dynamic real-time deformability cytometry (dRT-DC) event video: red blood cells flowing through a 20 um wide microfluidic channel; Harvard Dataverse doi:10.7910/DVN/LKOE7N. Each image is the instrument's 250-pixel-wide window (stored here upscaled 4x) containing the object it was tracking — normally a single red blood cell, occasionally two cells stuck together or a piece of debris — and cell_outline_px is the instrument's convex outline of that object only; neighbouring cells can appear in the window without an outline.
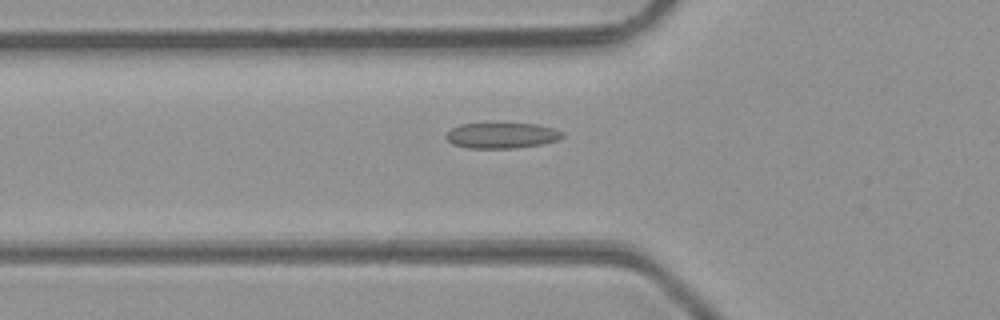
{"species": "common noctule bat (a hibernating species)", "species_latin": "Nyctalus noctula", "temperature_condition": "room temperature", "stored_images_in_passage": 43, "camera_frame_rate_fps": 3000, "um_per_image_px": 0.085, "animal": {"sex": "male", "body_mass_g": 23.1, "forearm_length_mm": 52.7}, "frame": {"image": 1, "passage_image": 12, "time_ms": 3.667, "image_size_px": [1000, 320], "cell_outline_px": [[564, 136], [556, 140], [540, 144], [516, 148], [468, 148], [452, 144], [444, 136], [452, 128], [460, 124], [488, 120], [496, 120], [536, 124], [552, 128], [564, 132]], "centroid_in_image_um": [42.6, 11.45], "position_along_channel_um": 83.2, "area_um2": 18.38}}
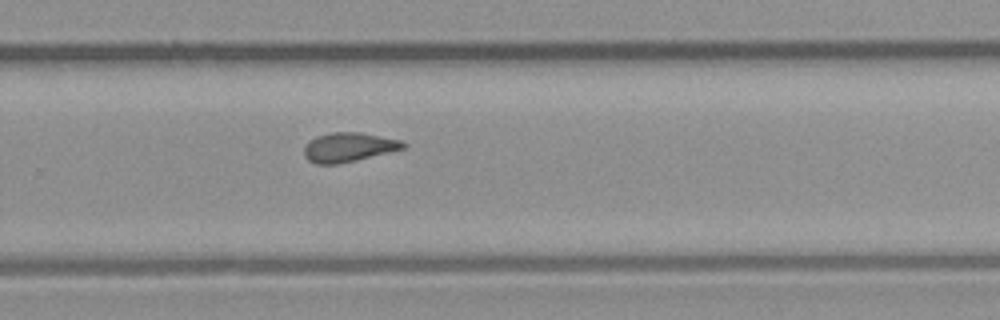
{"frame": {"image": 2, "passage_image": 27, "time_ms": 8.667, "image_size_px": [1000, 320], "cell_outline_px": [[408, 144], [404, 148], [356, 160], [336, 164], [316, 164], [308, 160], [304, 156], [304, 148], [316, 136], [332, 132], [360, 132], [400, 140]], "centroid_in_image_um": [29.62, 12.51], "position_along_channel_um": 300.2, "area_um2": 16.65}}
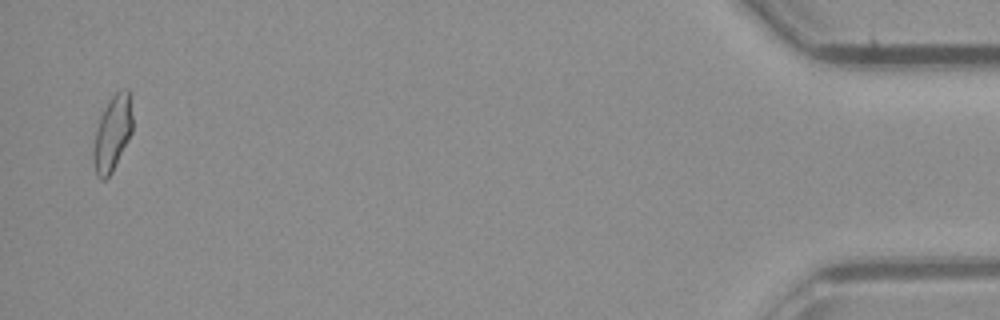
{"frame": {"image": 3, "passage_image": 42, "time_ms": 13.667, "image_size_px": [1000, 320], "cell_outline_px": [[132, 132], [112, 172], [104, 180], [100, 180], [96, 176], [92, 156], [92, 152], [96, 128], [100, 116], [108, 100], [116, 92], [124, 88], [128, 88], [132, 116]], "centroid_in_image_um": [9.53, 11.34], "position_along_channel_um": 425.7, "area_um2": 17.22}, "authors_computed_cell_mechanics": {"area_um2": 16.9354, "velocity_mm_per_s": 4.3319, "shape_relaxation_time_tau1_ms": null, "shape_relaxation_time_tau2_ms": 2.4348, "deformation_change_tau1": null, "deformation_change_tau2": 0.0815}}